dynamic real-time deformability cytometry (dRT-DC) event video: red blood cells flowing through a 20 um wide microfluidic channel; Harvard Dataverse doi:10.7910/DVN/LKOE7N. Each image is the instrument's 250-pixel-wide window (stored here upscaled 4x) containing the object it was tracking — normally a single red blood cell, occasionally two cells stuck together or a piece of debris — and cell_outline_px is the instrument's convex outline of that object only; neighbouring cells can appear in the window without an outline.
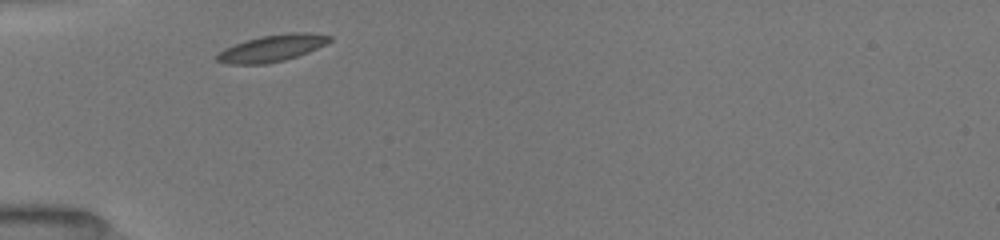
{"species": "common noctule bat (a hibernating species)", "species_latin": "Nyctalus noctula", "temperature_condition": "room temperature", "stored_images_in_passage": 2, "camera_frame_rate_fps": 3000, "um_per_image_px": 0.085, "animal": {"sex": "female", "body_mass_g": 19.5, "forearm_length_mm": 54.1}, "frame": {"image": 1, "passage_image": 1, "time_ms": 0.0, "image_size_px": [1000, 240], "cell_outline_px": [[332, 40], [308, 52], [284, 60], [268, 64], [228, 64], [216, 60], [216, 56], [224, 48], [260, 36], [288, 32], [308, 32], [332, 36]], "centroid_in_image_um": [23.13, 4.09], "position_along_channel_um": 61.9, "area_um2": 17.4}}
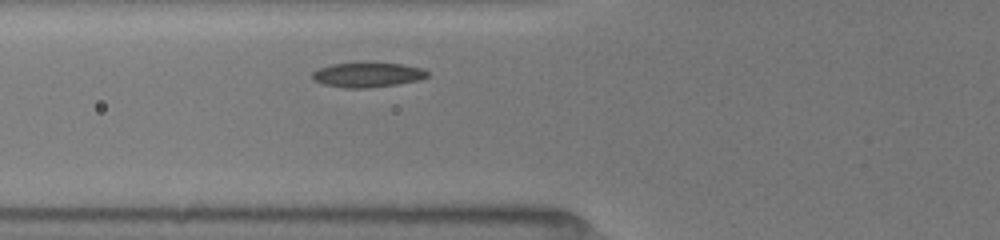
{"frame": {"image": 2, "passage_image": 2, "time_ms": 1.0, "image_size_px": [1000, 240], "cell_outline_px": [[428, 76], [420, 80], [396, 84], [368, 88], [344, 88], [324, 84], [316, 80], [312, 76], [312, 72], [320, 68], [332, 64], [372, 60], [404, 64], [424, 68], [428, 72]], "centroid_in_image_um": [31.3, 6.31], "position_along_channel_um": 94.5, "area_um2": 17.22}}